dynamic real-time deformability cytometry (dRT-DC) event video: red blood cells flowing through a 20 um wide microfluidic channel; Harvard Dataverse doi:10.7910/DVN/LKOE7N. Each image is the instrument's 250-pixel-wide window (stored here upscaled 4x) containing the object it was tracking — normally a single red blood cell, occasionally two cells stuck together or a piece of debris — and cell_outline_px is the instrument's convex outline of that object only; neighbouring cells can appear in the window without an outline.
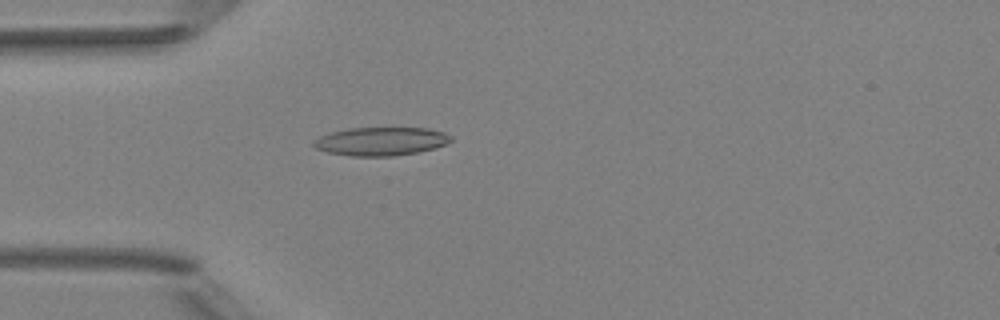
{"species": "Egyptian fruit bat (a non-hibernating species)", "species_latin": "Rousettus aegyptiacus", "temperature_condition": "room temperature", "stored_images_in_passage": 5, "camera_frame_rate_fps": 3000, "um_per_image_px": 0.085, "animal": {"sex": "female"}, "frame": {"image": 1, "passage_image": 5, "time_ms": 4.333, "image_size_px": [1000, 320], "cell_outline_px": [[452, 140], [436, 148], [416, 152], [392, 156], [352, 156], [328, 152], [316, 148], [312, 144], [312, 140], [320, 136], [332, 132], [348, 128], [428, 128], [444, 132], [452, 136]], "centroid_in_image_um": [32.37, 12.01], "position_along_channel_um": 52.6, "area_um2": 22.66}}